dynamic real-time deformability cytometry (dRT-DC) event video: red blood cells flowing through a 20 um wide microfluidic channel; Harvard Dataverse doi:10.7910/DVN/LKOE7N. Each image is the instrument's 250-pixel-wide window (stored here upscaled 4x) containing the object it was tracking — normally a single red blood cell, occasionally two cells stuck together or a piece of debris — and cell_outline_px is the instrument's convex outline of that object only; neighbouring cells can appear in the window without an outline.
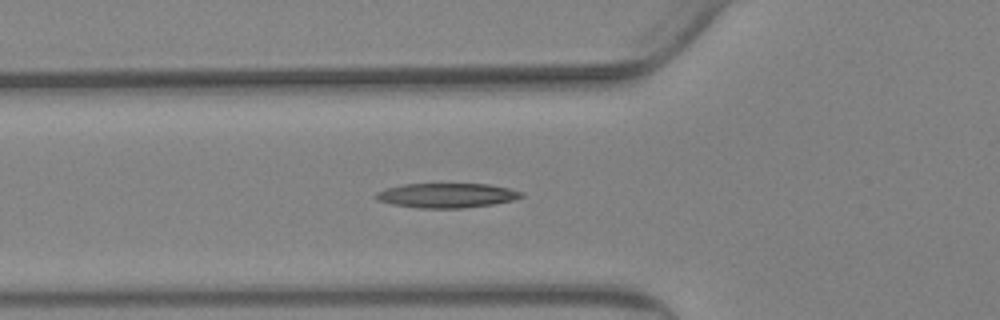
{"species": "Egyptian fruit bat (a non-hibernating species)", "species_latin": "Rousettus aegyptiacus", "temperature_condition": "warm", "stored_images_in_passage": 55, "camera_frame_rate_fps": 3000, "um_per_image_px": 0.085, "animal": {"sex": "female"}, "frame": {"image": 1, "passage_image": 19, "time_ms": 6.0, "image_size_px": [1000, 320], "cell_outline_px": [[524, 196], [512, 200], [492, 204], [464, 208], [420, 208], [392, 204], [376, 200], [376, 192], [388, 188], [404, 184], [488, 184], [508, 188], [524, 192]], "centroid_in_image_um": [37.98, 16.61], "position_along_channel_um": 87.8, "area_um2": 20.69}}
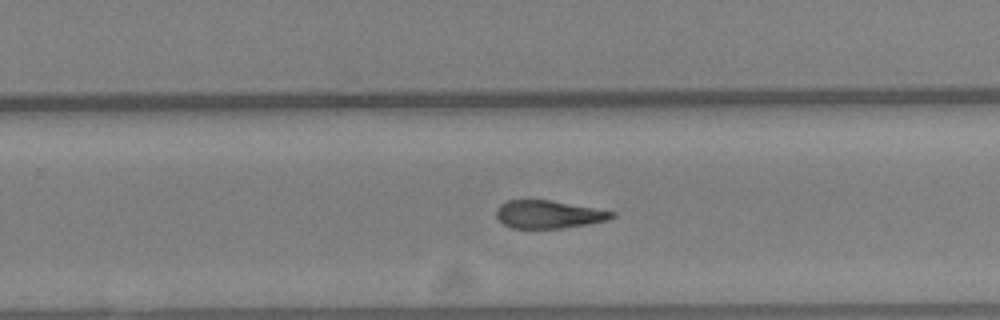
{"frame": {"image": 2, "passage_image": 35, "time_ms": 11.333, "image_size_px": [1000, 320], "cell_outline_px": [[616, 216], [604, 220], [588, 224], [560, 228], [512, 228], [504, 224], [496, 216], [496, 208], [500, 204], [508, 200], [548, 200], [616, 212]], "centroid_in_image_um": [46.59, 18.22], "position_along_channel_um": 283.2, "area_um2": 18.5}}
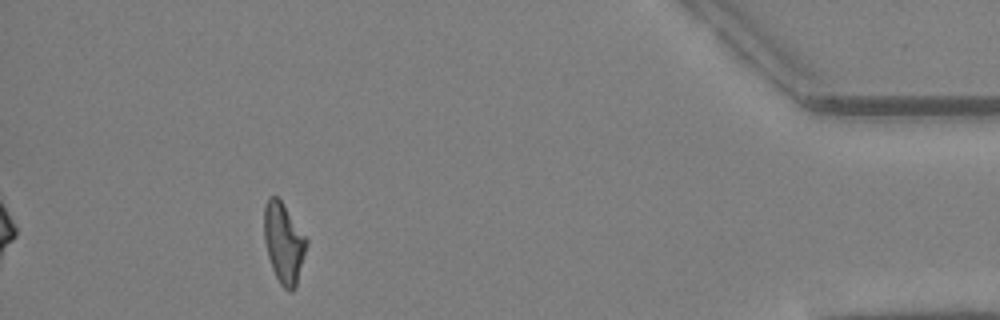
{"frame": {"image": 3, "passage_image": 50, "time_ms": 16.333, "image_size_px": [1000, 320], "cell_outline_px": [[308, 244], [296, 288], [292, 292], [288, 292], [280, 284], [272, 268], [268, 256], [264, 240], [264, 208], [268, 196], [276, 196], [280, 200], [308, 240]], "centroid_in_image_um": [24.12, 20.69], "position_along_channel_um": 411.1, "area_um2": 19.83}, "authors_computed_cell_mechanics": {"area_um2": 19.8832, "velocity_mm_per_s": 3.6717, "shape_relaxation_time_tau1_ms": null, "shape_relaxation_time_tau2_ms": 6.2955, "deformation_change_tau1": null, "deformation_change_tau2": 0.1812}}